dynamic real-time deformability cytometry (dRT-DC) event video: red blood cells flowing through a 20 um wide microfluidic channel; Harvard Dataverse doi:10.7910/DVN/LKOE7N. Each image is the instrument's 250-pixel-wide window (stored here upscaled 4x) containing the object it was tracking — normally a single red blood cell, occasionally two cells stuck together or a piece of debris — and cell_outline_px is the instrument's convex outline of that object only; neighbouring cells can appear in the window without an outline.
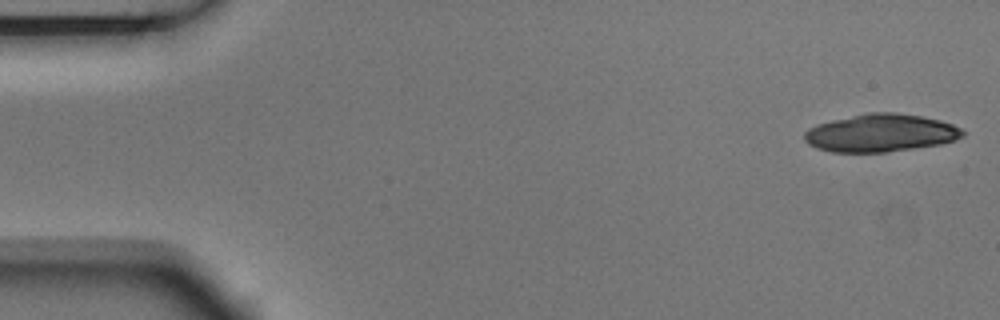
{"species": "Egyptian fruit bat (a non-hibernating species)", "species_latin": "Rousettus aegyptiacus", "temperature_condition": "room temperature", "stored_images_in_passage": 8, "camera_frame_rate_fps": 3000, "um_per_image_px": 0.085, "animal": {"sex": "male"}, "frame": {"image": 1, "passage_image": 1, "time_ms": 0.0, "image_size_px": [1000, 320], "cell_outline_px": [[964, 136], [956, 140], [940, 144], [888, 152], [832, 152], [816, 148], [808, 144], [804, 140], [804, 132], [808, 128], [816, 124], [832, 120], [868, 112], [896, 112], [920, 116], [940, 120], [952, 124], [960, 128], [964, 132]], "centroid_in_image_um": [74.84, 11.3], "position_along_channel_um": 10.2, "area_um2": 34.97}}
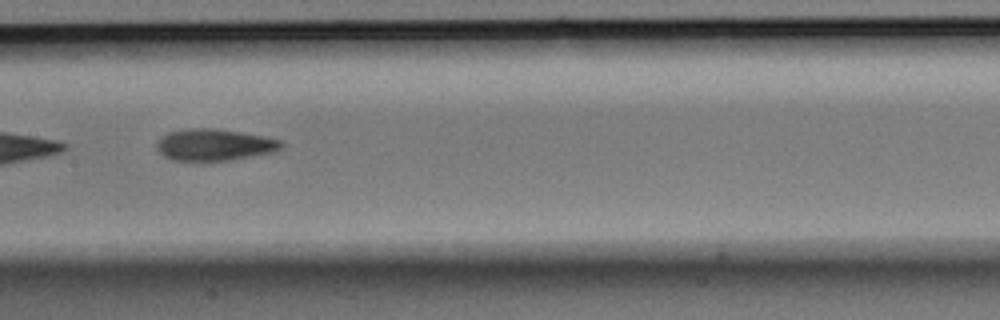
{"frame": {"image": 2, "passage_image": 8, "time_ms": 2.333, "image_size_px": [1000, 320], "cell_outline_px": [[284, 144], [280, 148], [272, 152], [232, 160], [172, 160], [164, 156], [156, 148], [156, 144], [168, 132], [188, 128], [208, 128], [236, 132], [260, 136], [280, 140]], "centroid_in_image_um": [18.19, 12.31], "position_along_channel_um": 189.2, "area_um2": 22.43}}